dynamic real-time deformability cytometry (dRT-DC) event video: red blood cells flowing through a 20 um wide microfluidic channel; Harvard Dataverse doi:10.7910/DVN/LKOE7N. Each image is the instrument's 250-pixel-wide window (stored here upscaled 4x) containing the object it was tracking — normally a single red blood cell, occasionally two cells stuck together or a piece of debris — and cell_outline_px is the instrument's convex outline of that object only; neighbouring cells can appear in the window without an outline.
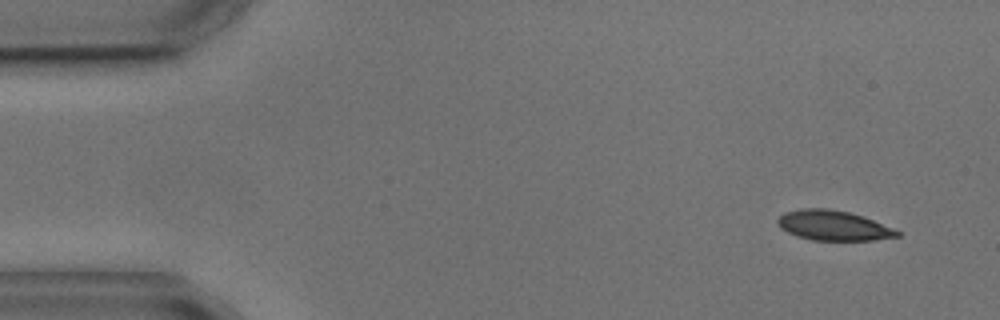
{"species": "common noctule bat (a hibernating species)", "species_latin": "Nyctalus noctula", "temperature_condition": "cold", "stored_images_in_passage": 3, "camera_frame_rate_fps": 3000, "um_per_image_px": 0.085, "animal": {"sex": "male", "body_mass_g": 17.9, "forearm_length_mm": 54.2}, "frame": {"image": 1, "passage_image": 1, "time_ms": 0.0, "image_size_px": [1000, 320], "cell_outline_px": [[900, 236], [872, 240], [812, 240], [796, 236], [780, 228], [776, 224], [776, 220], [784, 212], [800, 208], [828, 208], [848, 212], [864, 216], [900, 232]], "centroid_in_image_um": [70.77, 19.16], "position_along_channel_um": 14.2, "area_um2": 20.87}}
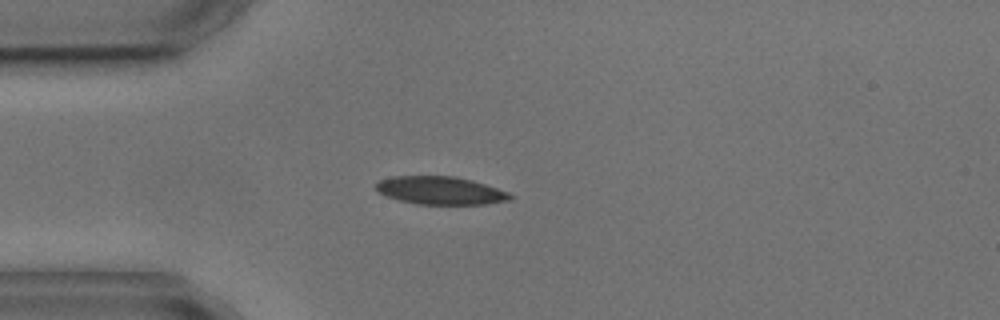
{"frame": {"image": 2, "passage_image": 3, "time_ms": 3.333, "image_size_px": [1000, 320], "cell_outline_px": [[516, 196], [508, 200], [484, 204], [416, 204], [384, 196], [376, 188], [376, 184], [380, 180], [392, 176], [456, 176], [472, 180], [508, 192]], "centroid_in_image_um": [37.43, 16.19], "position_along_channel_um": 47.6, "area_um2": 21.79}}